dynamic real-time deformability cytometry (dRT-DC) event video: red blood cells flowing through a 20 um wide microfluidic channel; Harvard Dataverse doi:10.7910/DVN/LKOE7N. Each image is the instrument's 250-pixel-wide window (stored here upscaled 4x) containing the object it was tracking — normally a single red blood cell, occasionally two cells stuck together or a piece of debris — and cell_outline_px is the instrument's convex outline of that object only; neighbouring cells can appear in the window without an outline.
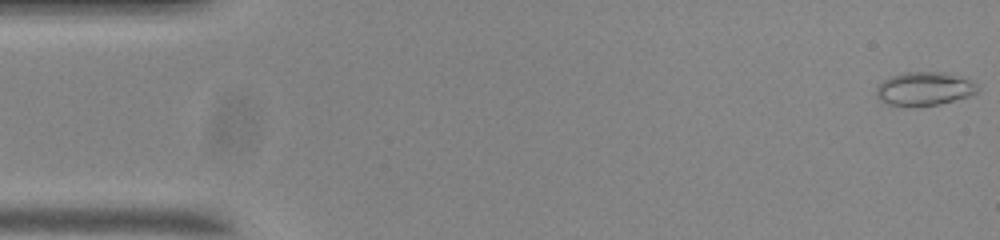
{"species": "common noctule bat (a hibernating species)", "species_latin": "Nyctalus noctula", "temperature_condition": "room temperature", "stored_images_in_passage": 55, "camera_frame_rate_fps": 3000, "um_per_image_px": 0.085, "animal": {"sex": "male", "body_mass_g": 20.0, "forearm_length_mm": 53.3}, "frame": {"image": 1, "passage_image": 1, "time_ms": 0.0, "image_size_px": [1000, 240], "cell_outline_px": [[980, 88], [976, 92], [968, 96], [936, 104], [888, 104], [880, 100], [876, 96], [876, 88], [884, 80], [892, 76], [904, 72], [940, 72], [968, 80], [976, 84]], "centroid_in_image_um": [78.53, 7.52], "position_along_channel_um": 6.5, "area_um2": 18.84}}
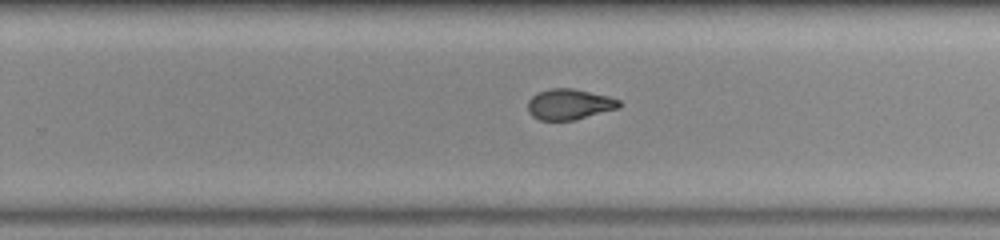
{"frame": {"image": 2, "passage_image": 34, "time_ms": 11.0, "image_size_px": [1000, 240], "cell_outline_px": [[624, 104], [620, 108], [576, 120], [540, 120], [532, 116], [528, 112], [528, 100], [536, 92], [552, 88], [572, 88], [608, 96], [620, 100]], "centroid_in_image_um": [48.42, 8.87], "position_along_channel_um": 281.4, "area_um2": 16.59}}
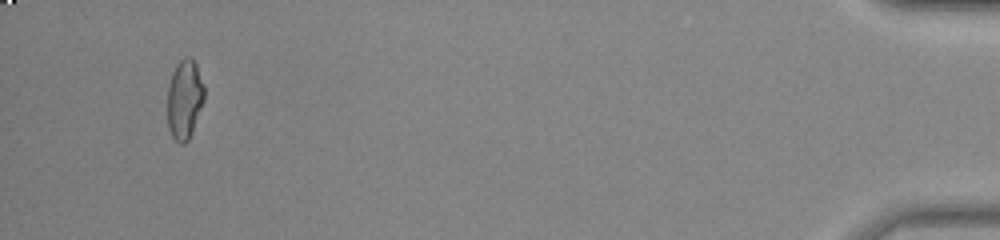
{"frame": {"image": 3, "passage_image": 52, "time_ms": 17.0, "image_size_px": [1000, 240], "cell_outline_px": [[204, 100], [192, 132], [188, 140], [184, 144], [180, 144], [172, 136], [168, 128], [168, 84], [172, 72], [176, 64], [184, 56], [192, 56], [196, 64], [204, 88]], "centroid_in_image_um": [15.68, 8.41], "position_along_channel_um": 419.5, "area_um2": 17.11}, "authors_computed_cell_mechanics": {"area_um2": 17.1088, "velocity_mm_per_s": 3.7062, "shape_relaxation_time_tau1_ms": null, "shape_relaxation_time_tau2_ms": 1.6057, "deformation_change_tau1": null, "deformation_change_tau2": 0.0738}}